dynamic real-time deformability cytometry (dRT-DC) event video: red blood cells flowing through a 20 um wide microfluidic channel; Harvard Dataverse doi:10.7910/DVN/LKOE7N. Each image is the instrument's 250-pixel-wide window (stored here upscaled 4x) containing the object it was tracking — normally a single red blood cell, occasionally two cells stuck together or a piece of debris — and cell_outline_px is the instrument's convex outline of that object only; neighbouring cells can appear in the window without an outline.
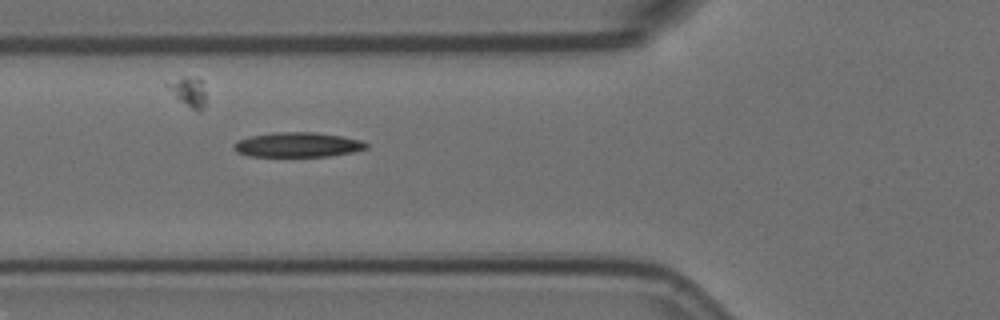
{"species": "Egyptian fruit bat (a non-hibernating species)", "species_latin": "Rousettus aegyptiacus", "temperature_condition": "room temperature", "stored_images_in_passage": 4, "camera_frame_rate_fps": 3000, "um_per_image_px": 0.085, "animal": {"sex": "female"}, "frame": {"image": 1, "passage_image": 3, "time_ms": 0.667, "image_size_px": [1000, 320], "cell_outline_px": [[368, 148], [352, 152], [328, 156], [248, 156], [236, 152], [232, 148], [240, 140], [252, 136], [276, 132], [312, 132], [340, 136], [360, 140], [368, 144]], "centroid_in_image_um": [25.31, 12.31], "position_along_channel_um": 100.5, "area_um2": 18.79}}
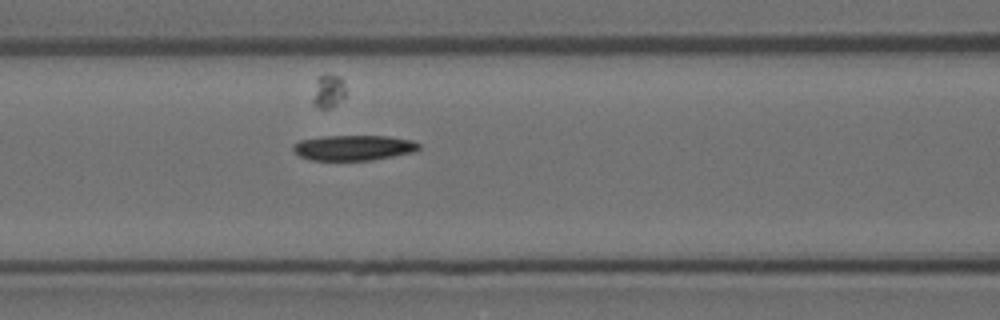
{"frame": {"image": 2, "passage_image": 4, "time_ms": 1.0, "image_size_px": [1000, 320], "cell_outline_px": [[420, 148], [412, 152], [372, 160], [312, 160], [300, 156], [292, 148], [292, 144], [300, 140], [320, 136], [388, 136], [412, 140], [420, 144]], "centroid_in_image_um": [30.03, 12.55], "position_along_channel_um": 136.6, "area_um2": 18.5}}